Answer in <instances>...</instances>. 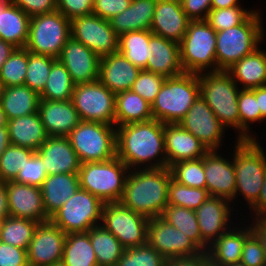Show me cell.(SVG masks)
I'll return each mask as SVG.
<instances>
[{
	"label": "cell",
	"instance_id": "cell-70",
	"mask_svg": "<svg viewBox=\"0 0 266 266\" xmlns=\"http://www.w3.org/2000/svg\"><path fill=\"white\" fill-rule=\"evenodd\" d=\"M2 223H3V220L0 219V233H1V230H2Z\"/></svg>",
	"mask_w": 266,
	"mask_h": 266
},
{
	"label": "cell",
	"instance_id": "cell-23",
	"mask_svg": "<svg viewBox=\"0 0 266 266\" xmlns=\"http://www.w3.org/2000/svg\"><path fill=\"white\" fill-rule=\"evenodd\" d=\"M179 0H156L155 12L150 31L163 38L180 42L189 22Z\"/></svg>",
	"mask_w": 266,
	"mask_h": 266
},
{
	"label": "cell",
	"instance_id": "cell-48",
	"mask_svg": "<svg viewBox=\"0 0 266 266\" xmlns=\"http://www.w3.org/2000/svg\"><path fill=\"white\" fill-rule=\"evenodd\" d=\"M255 9L247 10L241 6L231 8L211 9L205 21L216 31H223L228 28L242 24Z\"/></svg>",
	"mask_w": 266,
	"mask_h": 266
},
{
	"label": "cell",
	"instance_id": "cell-36",
	"mask_svg": "<svg viewBox=\"0 0 266 266\" xmlns=\"http://www.w3.org/2000/svg\"><path fill=\"white\" fill-rule=\"evenodd\" d=\"M150 30L132 31L122 34L118 40V51L133 65L147 70V60L152 57L149 47Z\"/></svg>",
	"mask_w": 266,
	"mask_h": 266
},
{
	"label": "cell",
	"instance_id": "cell-62",
	"mask_svg": "<svg viewBox=\"0 0 266 266\" xmlns=\"http://www.w3.org/2000/svg\"><path fill=\"white\" fill-rule=\"evenodd\" d=\"M254 94L261 111V115L266 119V85L254 88Z\"/></svg>",
	"mask_w": 266,
	"mask_h": 266
},
{
	"label": "cell",
	"instance_id": "cell-11",
	"mask_svg": "<svg viewBox=\"0 0 266 266\" xmlns=\"http://www.w3.org/2000/svg\"><path fill=\"white\" fill-rule=\"evenodd\" d=\"M104 203L90 192L79 188L50 220L66 234L85 233L101 224Z\"/></svg>",
	"mask_w": 266,
	"mask_h": 266
},
{
	"label": "cell",
	"instance_id": "cell-58",
	"mask_svg": "<svg viewBox=\"0 0 266 266\" xmlns=\"http://www.w3.org/2000/svg\"><path fill=\"white\" fill-rule=\"evenodd\" d=\"M165 266H211L208 253L202 251L194 256L176 257L166 261Z\"/></svg>",
	"mask_w": 266,
	"mask_h": 266
},
{
	"label": "cell",
	"instance_id": "cell-13",
	"mask_svg": "<svg viewBox=\"0 0 266 266\" xmlns=\"http://www.w3.org/2000/svg\"><path fill=\"white\" fill-rule=\"evenodd\" d=\"M148 221V218L133 212L120 202L105 203L102 209L101 225L125 249L147 244Z\"/></svg>",
	"mask_w": 266,
	"mask_h": 266
},
{
	"label": "cell",
	"instance_id": "cell-10",
	"mask_svg": "<svg viewBox=\"0 0 266 266\" xmlns=\"http://www.w3.org/2000/svg\"><path fill=\"white\" fill-rule=\"evenodd\" d=\"M71 37V21L55 11L30 17L29 35L25 48L33 53L58 59Z\"/></svg>",
	"mask_w": 266,
	"mask_h": 266
},
{
	"label": "cell",
	"instance_id": "cell-49",
	"mask_svg": "<svg viewBox=\"0 0 266 266\" xmlns=\"http://www.w3.org/2000/svg\"><path fill=\"white\" fill-rule=\"evenodd\" d=\"M166 259L148 243L126 248L116 266H165Z\"/></svg>",
	"mask_w": 266,
	"mask_h": 266
},
{
	"label": "cell",
	"instance_id": "cell-35",
	"mask_svg": "<svg viewBox=\"0 0 266 266\" xmlns=\"http://www.w3.org/2000/svg\"><path fill=\"white\" fill-rule=\"evenodd\" d=\"M153 119L152 107L131 89L116 94L115 126Z\"/></svg>",
	"mask_w": 266,
	"mask_h": 266
},
{
	"label": "cell",
	"instance_id": "cell-27",
	"mask_svg": "<svg viewBox=\"0 0 266 266\" xmlns=\"http://www.w3.org/2000/svg\"><path fill=\"white\" fill-rule=\"evenodd\" d=\"M149 47L152 57L147 60V71L165 78L176 77L184 73L178 42L153 34L150 37Z\"/></svg>",
	"mask_w": 266,
	"mask_h": 266
},
{
	"label": "cell",
	"instance_id": "cell-5",
	"mask_svg": "<svg viewBox=\"0 0 266 266\" xmlns=\"http://www.w3.org/2000/svg\"><path fill=\"white\" fill-rule=\"evenodd\" d=\"M260 11H255L235 27L216 34V60L219 70L227 71L236 62L254 52L264 39L265 32Z\"/></svg>",
	"mask_w": 266,
	"mask_h": 266
},
{
	"label": "cell",
	"instance_id": "cell-52",
	"mask_svg": "<svg viewBox=\"0 0 266 266\" xmlns=\"http://www.w3.org/2000/svg\"><path fill=\"white\" fill-rule=\"evenodd\" d=\"M240 263L245 266H266L264 250L253 233L244 241Z\"/></svg>",
	"mask_w": 266,
	"mask_h": 266
},
{
	"label": "cell",
	"instance_id": "cell-65",
	"mask_svg": "<svg viewBox=\"0 0 266 266\" xmlns=\"http://www.w3.org/2000/svg\"><path fill=\"white\" fill-rule=\"evenodd\" d=\"M10 144L7 126H0V156Z\"/></svg>",
	"mask_w": 266,
	"mask_h": 266
},
{
	"label": "cell",
	"instance_id": "cell-55",
	"mask_svg": "<svg viewBox=\"0 0 266 266\" xmlns=\"http://www.w3.org/2000/svg\"><path fill=\"white\" fill-rule=\"evenodd\" d=\"M0 266H29L27 250L0 241Z\"/></svg>",
	"mask_w": 266,
	"mask_h": 266
},
{
	"label": "cell",
	"instance_id": "cell-12",
	"mask_svg": "<svg viewBox=\"0 0 266 266\" xmlns=\"http://www.w3.org/2000/svg\"><path fill=\"white\" fill-rule=\"evenodd\" d=\"M71 100L81 121L115 126L116 94L99 80L75 84Z\"/></svg>",
	"mask_w": 266,
	"mask_h": 266
},
{
	"label": "cell",
	"instance_id": "cell-8",
	"mask_svg": "<svg viewBox=\"0 0 266 266\" xmlns=\"http://www.w3.org/2000/svg\"><path fill=\"white\" fill-rule=\"evenodd\" d=\"M216 34L217 32L205 20L189 22L186 33L179 42L184 73L218 71Z\"/></svg>",
	"mask_w": 266,
	"mask_h": 266
},
{
	"label": "cell",
	"instance_id": "cell-38",
	"mask_svg": "<svg viewBox=\"0 0 266 266\" xmlns=\"http://www.w3.org/2000/svg\"><path fill=\"white\" fill-rule=\"evenodd\" d=\"M61 263L64 266H98L87 232L66 234Z\"/></svg>",
	"mask_w": 266,
	"mask_h": 266
},
{
	"label": "cell",
	"instance_id": "cell-60",
	"mask_svg": "<svg viewBox=\"0 0 266 266\" xmlns=\"http://www.w3.org/2000/svg\"><path fill=\"white\" fill-rule=\"evenodd\" d=\"M250 226L252 233L257 237L264 250L266 259V218L254 219Z\"/></svg>",
	"mask_w": 266,
	"mask_h": 266
},
{
	"label": "cell",
	"instance_id": "cell-42",
	"mask_svg": "<svg viewBox=\"0 0 266 266\" xmlns=\"http://www.w3.org/2000/svg\"><path fill=\"white\" fill-rule=\"evenodd\" d=\"M239 135L237 140H256L251 135L250 123L264 121L253 89H241L238 95ZM250 132V133H249Z\"/></svg>",
	"mask_w": 266,
	"mask_h": 266
},
{
	"label": "cell",
	"instance_id": "cell-67",
	"mask_svg": "<svg viewBox=\"0 0 266 266\" xmlns=\"http://www.w3.org/2000/svg\"><path fill=\"white\" fill-rule=\"evenodd\" d=\"M3 91H4V86H3L2 82L0 81V101H1V98L3 95Z\"/></svg>",
	"mask_w": 266,
	"mask_h": 266
},
{
	"label": "cell",
	"instance_id": "cell-29",
	"mask_svg": "<svg viewBox=\"0 0 266 266\" xmlns=\"http://www.w3.org/2000/svg\"><path fill=\"white\" fill-rule=\"evenodd\" d=\"M79 188L78 173L48 175L40 187L47 215L51 217Z\"/></svg>",
	"mask_w": 266,
	"mask_h": 266
},
{
	"label": "cell",
	"instance_id": "cell-22",
	"mask_svg": "<svg viewBox=\"0 0 266 266\" xmlns=\"http://www.w3.org/2000/svg\"><path fill=\"white\" fill-rule=\"evenodd\" d=\"M35 153L42 159L48 175L79 173L81 162L68 137L48 136Z\"/></svg>",
	"mask_w": 266,
	"mask_h": 266
},
{
	"label": "cell",
	"instance_id": "cell-44",
	"mask_svg": "<svg viewBox=\"0 0 266 266\" xmlns=\"http://www.w3.org/2000/svg\"><path fill=\"white\" fill-rule=\"evenodd\" d=\"M172 179L188 187L206 189L203 157L185 160L169 167Z\"/></svg>",
	"mask_w": 266,
	"mask_h": 266
},
{
	"label": "cell",
	"instance_id": "cell-28",
	"mask_svg": "<svg viewBox=\"0 0 266 266\" xmlns=\"http://www.w3.org/2000/svg\"><path fill=\"white\" fill-rule=\"evenodd\" d=\"M246 226L239 228L232 225L228 232L209 246L207 253L211 266L240 263L244 241L252 233L251 226Z\"/></svg>",
	"mask_w": 266,
	"mask_h": 266
},
{
	"label": "cell",
	"instance_id": "cell-57",
	"mask_svg": "<svg viewBox=\"0 0 266 266\" xmlns=\"http://www.w3.org/2000/svg\"><path fill=\"white\" fill-rule=\"evenodd\" d=\"M212 0H182L183 11L191 21L205 20L211 11Z\"/></svg>",
	"mask_w": 266,
	"mask_h": 266
},
{
	"label": "cell",
	"instance_id": "cell-25",
	"mask_svg": "<svg viewBox=\"0 0 266 266\" xmlns=\"http://www.w3.org/2000/svg\"><path fill=\"white\" fill-rule=\"evenodd\" d=\"M38 113L48 136L67 137L81 122L72 100L40 99Z\"/></svg>",
	"mask_w": 266,
	"mask_h": 266
},
{
	"label": "cell",
	"instance_id": "cell-50",
	"mask_svg": "<svg viewBox=\"0 0 266 266\" xmlns=\"http://www.w3.org/2000/svg\"><path fill=\"white\" fill-rule=\"evenodd\" d=\"M165 77L156 73L141 70L131 90L152 104L165 81Z\"/></svg>",
	"mask_w": 266,
	"mask_h": 266
},
{
	"label": "cell",
	"instance_id": "cell-46",
	"mask_svg": "<svg viewBox=\"0 0 266 266\" xmlns=\"http://www.w3.org/2000/svg\"><path fill=\"white\" fill-rule=\"evenodd\" d=\"M34 150L10 144L0 156V181H14Z\"/></svg>",
	"mask_w": 266,
	"mask_h": 266
},
{
	"label": "cell",
	"instance_id": "cell-37",
	"mask_svg": "<svg viewBox=\"0 0 266 266\" xmlns=\"http://www.w3.org/2000/svg\"><path fill=\"white\" fill-rule=\"evenodd\" d=\"M98 266H116L124 247L119 240L101 224L93 226L88 232Z\"/></svg>",
	"mask_w": 266,
	"mask_h": 266
},
{
	"label": "cell",
	"instance_id": "cell-20",
	"mask_svg": "<svg viewBox=\"0 0 266 266\" xmlns=\"http://www.w3.org/2000/svg\"><path fill=\"white\" fill-rule=\"evenodd\" d=\"M221 154L218 155L217 151H208L203 156L206 189L210 196L224 198L233 203L236 190L233 158L231 161Z\"/></svg>",
	"mask_w": 266,
	"mask_h": 266
},
{
	"label": "cell",
	"instance_id": "cell-19",
	"mask_svg": "<svg viewBox=\"0 0 266 266\" xmlns=\"http://www.w3.org/2000/svg\"><path fill=\"white\" fill-rule=\"evenodd\" d=\"M230 205L231 202L224 198L209 195L205 202L195 210L202 240L208 246L232 228L231 212L234 206L230 207Z\"/></svg>",
	"mask_w": 266,
	"mask_h": 266
},
{
	"label": "cell",
	"instance_id": "cell-39",
	"mask_svg": "<svg viewBox=\"0 0 266 266\" xmlns=\"http://www.w3.org/2000/svg\"><path fill=\"white\" fill-rule=\"evenodd\" d=\"M161 217L187 235L202 251L207 252L209 246L202 240L195 210L167 205Z\"/></svg>",
	"mask_w": 266,
	"mask_h": 266
},
{
	"label": "cell",
	"instance_id": "cell-7",
	"mask_svg": "<svg viewBox=\"0 0 266 266\" xmlns=\"http://www.w3.org/2000/svg\"><path fill=\"white\" fill-rule=\"evenodd\" d=\"M130 169L117 156L103 162H86L79 169L80 188L104 204L119 202Z\"/></svg>",
	"mask_w": 266,
	"mask_h": 266
},
{
	"label": "cell",
	"instance_id": "cell-1",
	"mask_svg": "<svg viewBox=\"0 0 266 266\" xmlns=\"http://www.w3.org/2000/svg\"><path fill=\"white\" fill-rule=\"evenodd\" d=\"M116 156L130 170L166 168L164 123L151 119L116 127Z\"/></svg>",
	"mask_w": 266,
	"mask_h": 266
},
{
	"label": "cell",
	"instance_id": "cell-17",
	"mask_svg": "<svg viewBox=\"0 0 266 266\" xmlns=\"http://www.w3.org/2000/svg\"><path fill=\"white\" fill-rule=\"evenodd\" d=\"M66 233L51 220L38 223L27 248L29 266H53L62 262Z\"/></svg>",
	"mask_w": 266,
	"mask_h": 266
},
{
	"label": "cell",
	"instance_id": "cell-59",
	"mask_svg": "<svg viewBox=\"0 0 266 266\" xmlns=\"http://www.w3.org/2000/svg\"><path fill=\"white\" fill-rule=\"evenodd\" d=\"M249 209L255 214L252 219L266 218V173L259 198Z\"/></svg>",
	"mask_w": 266,
	"mask_h": 266
},
{
	"label": "cell",
	"instance_id": "cell-21",
	"mask_svg": "<svg viewBox=\"0 0 266 266\" xmlns=\"http://www.w3.org/2000/svg\"><path fill=\"white\" fill-rule=\"evenodd\" d=\"M6 189L11 217L28 219L38 223L50 220L44 209L39 187L10 181L6 182Z\"/></svg>",
	"mask_w": 266,
	"mask_h": 266
},
{
	"label": "cell",
	"instance_id": "cell-64",
	"mask_svg": "<svg viewBox=\"0 0 266 266\" xmlns=\"http://www.w3.org/2000/svg\"><path fill=\"white\" fill-rule=\"evenodd\" d=\"M234 6H241L240 0H212L211 2V9L231 8Z\"/></svg>",
	"mask_w": 266,
	"mask_h": 266
},
{
	"label": "cell",
	"instance_id": "cell-63",
	"mask_svg": "<svg viewBox=\"0 0 266 266\" xmlns=\"http://www.w3.org/2000/svg\"><path fill=\"white\" fill-rule=\"evenodd\" d=\"M15 49L13 44L0 39V69Z\"/></svg>",
	"mask_w": 266,
	"mask_h": 266
},
{
	"label": "cell",
	"instance_id": "cell-47",
	"mask_svg": "<svg viewBox=\"0 0 266 266\" xmlns=\"http://www.w3.org/2000/svg\"><path fill=\"white\" fill-rule=\"evenodd\" d=\"M28 64V50L16 48L0 69V81L4 87L24 85Z\"/></svg>",
	"mask_w": 266,
	"mask_h": 266
},
{
	"label": "cell",
	"instance_id": "cell-66",
	"mask_svg": "<svg viewBox=\"0 0 266 266\" xmlns=\"http://www.w3.org/2000/svg\"><path fill=\"white\" fill-rule=\"evenodd\" d=\"M8 120L6 118L5 112L0 106V126H7Z\"/></svg>",
	"mask_w": 266,
	"mask_h": 266
},
{
	"label": "cell",
	"instance_id": "cell-14",
	"mask_svg": "<svg viewBox=\"0 0 266 266\" xmlns=\"http://www.w3.org/2000/svg\"><path fill=\"white\" fill-rule=\"evenodd\" d=\"M71 36L100 58L118 51L119 37L109 21L94 14L73 18Z\"/></svg>",
	"mask_w": 266,
	"mask_h": 266
},
{
	"label": "cell",
	"instance_id": "cell-31",
	"mask_svg": "<svg viewBox=\"0 0 266 266\" xmlns=\"http://www.w3.org/2000/svg\"><path fill=\"white\" fill-rule=\"evenodd\" d=\"M10 143L37 151L48 135L38 112L8 120Z\"/></svg>",
	"mask_w": 266,
	"mask_h": 266
},
{
	"label": "cell",
	"instance_id": "cell-2",
	"mask_svg": "<svg viewBox=\"0 0 266 266\" xmlns=\"http://www.w3.org/2000/svg\"><path fill=\"white\" fill-rule=\"evenodd\" d=\"M171 178L168 167L130 170L119 202L148 219L162 216Z\"/></svg>",
	"mask_w": 266,
	"mask_h": 266
},
{
	"label": "cell",
	"instance_id": "cell-3",
	"mask_svg": "<svg viewBox=\"0 0 266 266\" xmlns=\"http://www.w3.org/2000/svg\"><path fill=\"white\" fill-rule=\"evenodd\" d=\"M198 97V74L183 73L166 78L151 104L153 119L164 124H178Z\"/></svg>",
	"mask_w": 266,
	"mask_h": 266
},
{
	"label": "cell",
	"instance_id": "cell-69",
	"mask_svg": "<svg viewBox=\"0 0 266 266\" xmlns=\"http://www.w3.org/2000/svg\"><path fill=\"white\" fill-rule=\"evenodd\" d=\"M8 0H0V9L2 8V6L7 2Z\"/></svg>",
	"mask_w": 266,
	"mask_h": 266
},
{
	"label": "cell",
	"instance_id": "cell-68",
	"mask_svg": "<svg viewBox=\"0 0 266 266\" xmlns=\"http://www.w3.org/2000/svg\"><path fill=\"white\" fill-rule=\"evenodd\" d=\"M224 266H245L242 263H236V264H228V265H224Z\"/></svg>",
	"mask_w": 266,
	"mask_h": 266
},
{
	"label": "cell",
	"instance_id": "cell-15",
	"mask_svg": "<svg viewBox=\"0 0 266 266\" xmlns=\"http://www.w3.org/2000/svg\"><path fill=\"white\" fill-rule=\"evenodd\" d=\"M147 243L166 260L194 256L202 252L187 235L161 216L149 219Z\"/></svg>",
	"mask_w": 266,
	"mask_h": 266
},
{
	"label": "cell",
	"instance_id": "cell-4",
	"mask_svg": "<svg viewBox=\"0 0 266 266\" xmlns=\"http://www.w3.org/2000/svg\"><path fill=\"white\" fill-rule=\"evenodd\" d=\"M236 143L232 155L236 176L235 199L241 195L250 208L258 200L263 186L266 152L257 139L237 140Z\"/></svg>",
	"mask_w": 266,
	"mask_h": 266
},
{
	"label": "cell",
	"instance_id": "cell-18",
	"mask_svg": "<svg viewBox=\"0 0 266 266\" xmlns=\"http://www.w3.org/2000/svg\"><path fill=\"white\" fill-rule=\"evenodd\" d=\"M58 60L65 66L75 84L98 80L100 57L72 36L64 45Z\"/></svg>",
	"mask_w": 266,
	"mask_h": 266
},
{
	"label": "cell",
	"instance_id": "cell-33",
	"mask_svg": "<svg viewBox=\"0 0 266 266\" xmlns=\"http://www.w3.org/2000/svg\"><path fill=\"white\" fill-rule=\"evenodd\" d=\"M30 17L8 0L0 9V39L25 48L29 35Z\"/></svg>",
	"mask_w": 266,
	"mask_h": 266
},
{
	"label": "cell",
	"instance_id": "cell-56",
	"mask_svg": "<svg viewBox=\"0 0 266 266\" xmlns=\"http://www.w3.org/2000/svg\"><path fill=\"white\" fill-rule=\"evenodd\" d=\"M29 17L48 14L57 10V0H10Z\"/></svg>",
	"mask_w": 266,
	"mask_h": 266
},
{
	"label": "cell",
	"instance_id": "cell-6",
	"mask_svg": "<svg viewBox=\"0 0 266 266\" xmlns=\"http://www.w3.org/2000/svg\"><path fill=\"white\" fill-rule=\"evenodd\" d=\"M199 75V95L205 100L219 121L238 131V95L241 89L225 70L204 72Z\"/></svg>",
	"mask_w": 266,
	"mask_h": 266
},
{
	"label": "cell",
	"instance_id": "cell-61",
	"mask_svg": "<svg viewBox=\"0 0 266 266\" xmlns=\"http://www.w3.org/2000/svg\"><path fill=\"white\" fill-rule=\"evenodd\" d=\"M9 216L6 182L0 181V219L4 220Z\"/></svg>",
	"mask_w": 266,
	"mask_h": 266
},
{
	"label": "cell",
	"instance_id": "cell-54",
	"mask_svg": "<svg viewBox=\"0 0 266 266\" xmlns=\"http://www.w3.org/2000/svg\"><path fill=\"white\" fill-rule=\"evenodd\" d=\"M131 0H94L92 14L109 20L129 7Z\"/></svg>",
	"mask_w": 266,
	"mask_h": 266
},
{
	"label": "cell",
	"instance_id": "cell-16",
	"mask_svg": "<svg viewBox=\"0 0 266 266\" xmlns=\"http://www.w3.org/2000/svg\"><path fill=\"white\" fill-rule=\"evenodd\" d=\"M179 124L199 139L208 151L221 148L225 126L200 95Z\"/></svg>",
	"mask_w": 266,
	"mask_h": 266
},
{
	"label": "cell",
	"instance_id": "cell-30",
	"mask_svg": "<svg viewBox=\"0 0 266 266\" xmlns=\"http://www.w3.org/2000/svg\"><path fill=\"white\" fill-rule=\"evenodd\" d=\"M155 6L156 0H131L128 8L108 21L118 37L132 31L150 30Z\"/></svg>",
	"mask_w": 266,
	"mask_h": 266
},
{
	"label": "cell",
	"instance_id": "cell-53",
	"mask_svg": "<svg viewBox=\"0 0 266 266\" xmlns=\"http://www.w3.org/2000/svg\"><path fill=\"white\" fill-rule=\"evenodd\" d=\"M94 0H57V11L70 21L75 17L91 15Z\"/></svg>",
	"mask_w": 266,
	"mask_h": 266
},
{
	"label": "cell",
	"instance_id": "cell-45",
	"mask_svg": "<svg viewBox=\"0 0 266 266\" xmlns=\"http://www.w3.org/2000/svg\"><path fill=\"white\" fill-rule=\"evenodd\" d=\"M168 205L181 206L187 209H198L209 197L207 189L193 188L170 179L168 185Z\"/></svg>",
	"mask_w": 266,
	"mask_h": 266
},
{
	"label": "cell",
	"instance_id": "cell-24",
	"mask_svg": "<svg viewBox=\"0 0 266 266\" xmlns=\"http://www.w3.org/2000/svg\"><path fill=\"white\" fill-rule=\"evenodd\" d=\"M167 167L185 160L202 158L208 150L192 133L178 124H164Z\"/></svg>",
	"mask_w": 266,
	"mask_h": 266
},
{
	"label": "cell",
	"instance_id": "cell-71",
	"mask_svg": "<svg viewBox=\"0 0 266 266\" xmlns=\"http://www.w3.org/2000/svg\"><path fill=\"white\" fill-rule=\"evenodd\" d=\"M53 266H64L62 263L54 264Z\"/></svg>",
	"mask_w": 266,
	"mask_h": 266
},
{
	"label": "cell",
	"instance_id": "cell-9",
	"mask_svg": "<svg viewBox=\"0 0 266 266\" xmlns=\"http://www.w3.org/2000/svg\"><path fill=\"white\" fill-rule=\"evenodd\" d=\"M81 164L116 156V126L81 121L67 136Z\"/></svg>",
	"mask_w": 266,
	"mask_h": 266
},
{
	"label": "cell",
	"instance_id": "cell-41",
	"mask_svg": "<svg viewBox=\"0 0 266 266\" xmlns=\"http://www.w3.org/2000/svg\"><path fill=\"white\" fill-rule=\"evenodd\" d=\"M37 225L36 221L9 216L3 220L0 241L27 250Z\"/></svg>",
	"mask_w": 266,
	"mask_h": 266
},
{
	"label": "cell",
	"instance_id": "cell-40",
	"mask_svg": "<svg viewBox=\"0 0 266 266\" xmlns=\"http://www.w3.org/2000/svg\"><path fill=\"white\" fill-rule=\"evenodd\" d=\"M75 83L72 81L65 66L57 59L50 70L48 80L40 99L51 101L71 100Z\"/></svg>",
	"mask_w": 266,
	"mask_h": 266
},
{
	"label": "cell",
	"instance_id": "cell-43",
	"mask_svg": "<svg viewBox=\"0 0 266 266\" xmlns=\"http://www.w3.org/2000/svg\"><path fill=\"white\" fill-rule=\"evenodd\" d=\"M56 60V58L50 56L28 51V64L24 85L40 94L46 85L52 64Z\"/></svg>",
	"mask_w": 266,
	"mask_h": 266
},
{
	"label": "cell",
	"instance_id": "cell-32",
	"mask_svg": "<svg viewBox=\"0 0 266 266\" xmlns=\"http://www.w3.org/2000/svg\"><path fill=\"white\" fill-rule=\"evenodd\" d=\"M240 89H253L266 85V52L258 47L227 70Z\"/></svg>",
	"mask_w": 266,
	"mask_h": 266
},
{
	"label": "cell",
	"instance_id": "cell-51",
	"mask_svg": "<svg viewBox=\"0 0 266 266\" xmlns=\"http://www.w3.org/2000/svg\"><path fill=\"white\" fill-rule=\"evenodd\" d=\"M47 176L46 167L42 159L34 153L18 172L14 182L40 188Z\"/></svg>",
	"mask_w": 266,
	"mask_h": 266
},
{
	"label": "cell",
	"instance_id": "cell-34",
	"mask_svg": "<svg viewBox=\"0 0 266 266\" xmlns=\"http://www.w3.org/2000/svg\"><path fill=\"white\" fill-rule=\"evenodd\" d=\"M40 96L27 85L4 87L0 106L7 120L38 112Z\"/></svg>",
	"mask_w": 266,
	"mask_h": 266
},
{
	"label": "cell",
	"instance_id": "cell-26",
	"mask_svg": "<svg viewBox=\"0 0 266 266\" xmlns=\"http://www.w3.org/2000/svg\"><path fill=\"white\" fill-rule=\"evenodd\" d=\"M141 69L119 51L100 58L98 80L114 94L130 90Z\"/></svg>",
	"mask_w": 266,
	"mask_h": 266
}]
</instances>
